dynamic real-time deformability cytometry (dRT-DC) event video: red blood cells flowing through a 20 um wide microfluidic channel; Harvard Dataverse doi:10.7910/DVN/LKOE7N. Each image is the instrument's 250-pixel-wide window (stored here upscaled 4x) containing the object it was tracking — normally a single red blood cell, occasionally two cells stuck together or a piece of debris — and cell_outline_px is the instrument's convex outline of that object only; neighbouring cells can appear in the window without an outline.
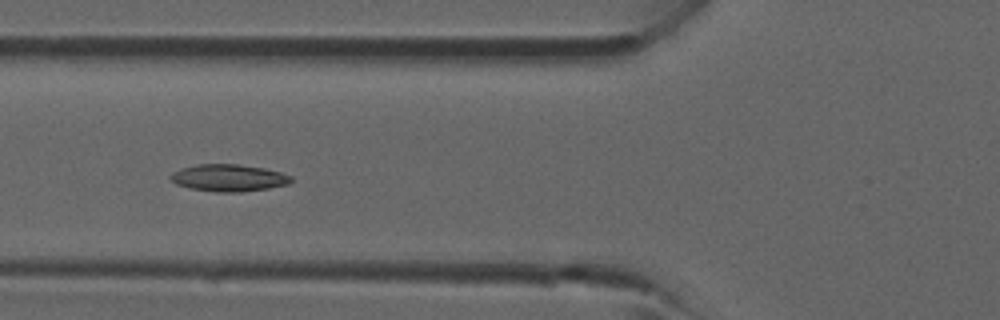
{"species": "common noctule bat (a hibernating species)", "species_latin": "Nyctalus noctula", "temperature_condition": "room temperature", "stored_images_in_passage": 4, "camera_frame_rate_fps": 3000, "um_per_image_px": 0.085, "animal": {"sex": "male", "forearm_length_mm": 52.5}, "frame": {"image": 1, "passage_image": 4, "time_ms": 3.667, "image_size_px": [1000, 320], "cell_outline_px": [[292, 180], [288, 184], [268, 188], [240, 192], [216, 192], [188, 188], [176, 184], [168, 176], [172, 172], [180, 168], [196, 164], [240, 164], [264, 168], [280, 172], [292, 176]], "centroid_in_image_um": [19.4, 15.11], "position_along_channel_um": 106.4, "area_um2": 19.13}}